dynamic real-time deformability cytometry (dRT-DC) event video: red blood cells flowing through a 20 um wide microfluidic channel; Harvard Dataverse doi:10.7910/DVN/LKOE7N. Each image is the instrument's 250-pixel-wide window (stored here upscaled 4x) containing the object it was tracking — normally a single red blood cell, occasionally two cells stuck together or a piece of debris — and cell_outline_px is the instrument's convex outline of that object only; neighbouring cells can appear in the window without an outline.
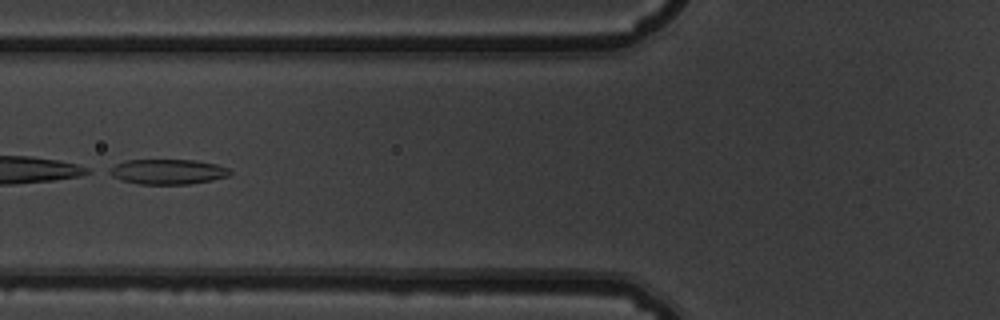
{"species": "common noctule bat (a hibernating species)", "species_latin": "Nyctalus noctula", "temperature_condition": "warm", "stored_images_in_passage": 45, "camera_frame_rate_fps": 3000, "um_per_image_px": 0.085, "animal": {"sex": "male", "body_mass_g": 19.5, "forearm_length_mm": 54.6}, "frame": {"image": 1, "passage_image": 14, "time_ms": 4.333, "image_size_px": [1000, 320], "cell_outline_px": [[232, 172], [228, 176], [212, 180], [188, 184], [140, 184], [120, 180], [104, 172], [108, 168], [124, 160], [196, 160], [216, 164], [228, 168]], "centroid_in_image_um": [14.2, 14.59], "position_along_channel_um": 111.6, "area_um2": 17.8}}
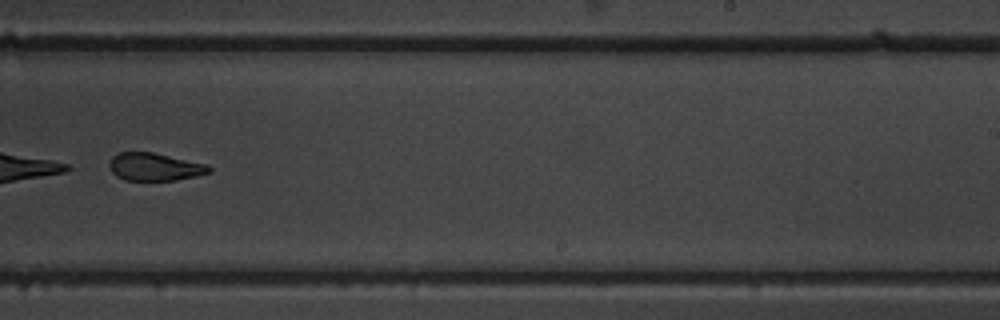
{"frame": {"image": 2, "passage_image": 27, "time_ms": 8.667, "image_size_px": [1000, 320], "cell_outline_px": [[212, 172], [196, 176], [176, 180], [124, 180], [116, 176], [112, 172], [108, 164], [112, 156], [120, 152], [152, 152], [208, 164], [212, 168]], "centroid_in_image_um": [13.16, 14.18], "position_along_channel_um": 275.8, "area_um2": 16.24}}
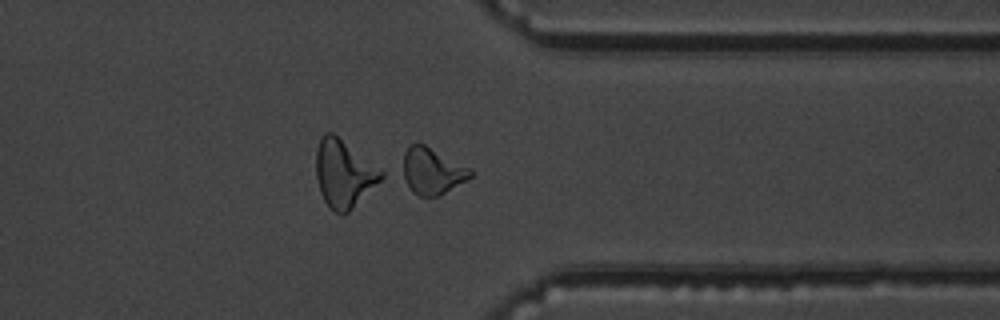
{"frame": {"image": 3, "passage_image": 35, "time_ms": 11.333, "image_size_px": [1000, 320], "cell_outline_px": [[472, 176], [468, 180], [440, 196], [420, 196], [412, 192], [396, 172], [404, 152], [408, 144], [424, 144], [472, 168]], "centroid_in_image_um": [36.64, 14.54], "position_along_channel_um": 374.8, "area_um2": 19.36}, "authors_computed_cell_mechanics": {"area_um2": 18.207, "velocity_mm_per_s": 3.7955, "shape_relaxation_time_tau1_ms": 6.3783, "shape_relaxation_time_tau2_ms": 2.1383, "deformation_change_tau1": 0.1886, "deformation_change_tau2": 0.0997}}